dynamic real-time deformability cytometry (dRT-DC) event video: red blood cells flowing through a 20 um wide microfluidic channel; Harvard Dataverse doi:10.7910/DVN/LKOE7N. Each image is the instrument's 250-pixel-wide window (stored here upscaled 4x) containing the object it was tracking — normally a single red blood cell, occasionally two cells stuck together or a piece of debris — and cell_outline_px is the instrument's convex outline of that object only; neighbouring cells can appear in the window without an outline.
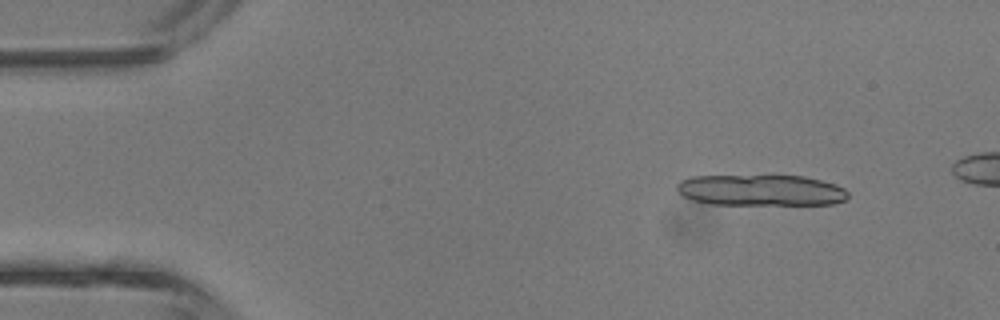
{"species": "common noctule bat (a hibernating species)", "species_latin": "Nyctalus noctula", "temperature_condition": "room temperature", "stored_images_in_passage": 15, "camera_frame_rate_fps": 3000, "um_per_image_px": 0.085, "animal": {"sex": "male", "body_mass_g": 13.3}, "frame": {"image": 1, "passage_image": 5, "time_ms": 1.333, "image_size_px": [1000, 320], "cell_outline_px": [[848, 196], [844, 200], [832, 204], [712, 204], [692, 200], [684, 196], [676, 188], [676, 184], [680, 180], [692, 176], [804, 176], [836, 184], [844, 188], [848, 192]], "centroid_in_image_um": [64.67, 16.17], "position_along_channel_um": 20.3, "area_um2": 30.87}}